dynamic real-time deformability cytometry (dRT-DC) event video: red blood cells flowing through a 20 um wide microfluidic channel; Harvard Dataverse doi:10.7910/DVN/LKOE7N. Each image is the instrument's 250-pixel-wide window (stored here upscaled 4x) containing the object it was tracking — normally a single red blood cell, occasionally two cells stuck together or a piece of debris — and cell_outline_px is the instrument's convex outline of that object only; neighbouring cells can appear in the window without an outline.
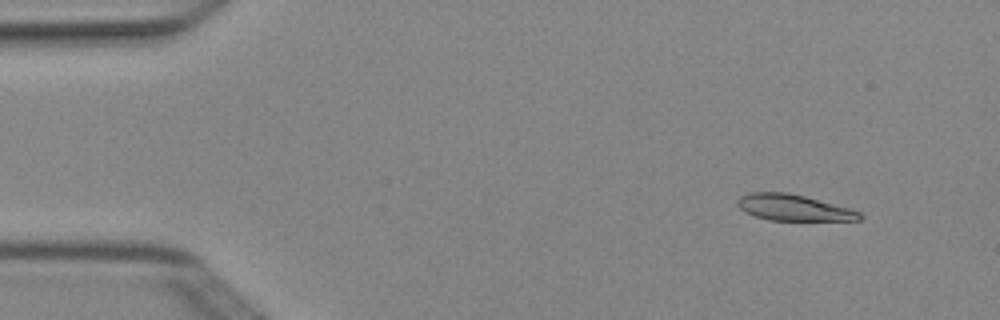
{"species": "Egyptian fruit bat (a non-hibernating species)", "species_latin": "Rousettus aegyptiacus", "temperature_condition": "cold", "stored_images_in_passage": 6, "camera_frame_rate_fps": 3000, "um_per_image_px": 0.085, "animal": {"sex": "female"}, "frame": {"image": 1, "passage_image": 2, "time_ms": 0.333, "image_size_px": [1000, 320], "cell_outline_px": [[864, 216], [860, 220], [768, 220], [744, 212], [736, 204], [736, 200], [740, 196], [748, 192], [788, 192], [852, 208], [860, 212]], "centroid_in_image_um": [67.45, 17.64], "position_along_channel_um": 17.6, "area_um2": 18.79}}
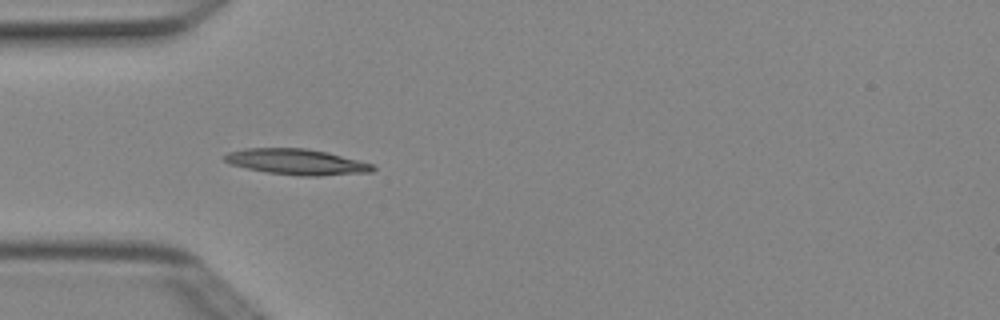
{"frame": {"image": 2, "passage_image": 5, "time_ms": 1.333, "image_size_px": [1000, 320], "cell_outline_px": [[376, 168], [372, 172], [320, 176], [300, 176], [268, 172], [228, 164], [224, 160], [224, 156], [228, 152], [244, 148], [308, 148], [328, 152], [372, 164]], "centroid_in_image_um": [25.21, 13.75], "position_along_channel_um": 59.8, "area_um2": 22.25}}
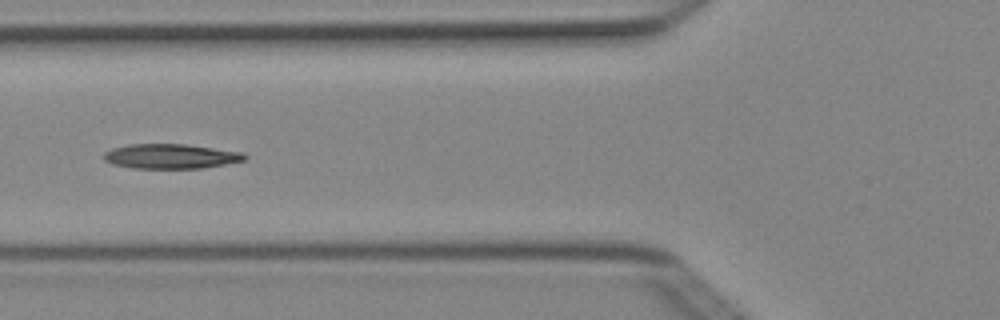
{"frame": {"image": 3, "passage_image": 6, "time_ms": 1.667, "image_size_px": [1000, 320], "cell_outline_px": [[248, 156], [244, 160], [204, 168], [132, 168], [112, 164], [104, 160], [104, 152], [112, 148], [128, 144], [188, 144], [244, 152]], "centroid_in_image_um": [14.52, 13.28], "position_along_channel_um": 111.3, "area_um2": 20.4}}